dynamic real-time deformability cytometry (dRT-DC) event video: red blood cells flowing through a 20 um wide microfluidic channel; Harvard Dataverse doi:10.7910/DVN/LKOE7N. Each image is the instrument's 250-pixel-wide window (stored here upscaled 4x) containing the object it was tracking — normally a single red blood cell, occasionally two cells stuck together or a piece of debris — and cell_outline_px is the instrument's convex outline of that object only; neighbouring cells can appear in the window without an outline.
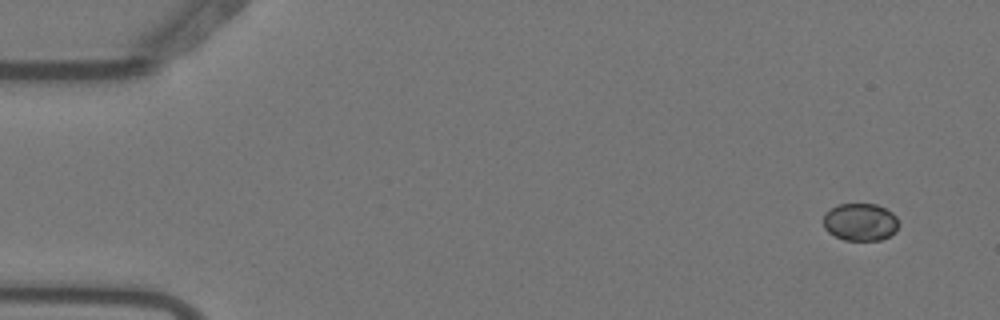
{"species": "Egyptian fruit bat (a non-hibernating species)", "species_latin": "Rousettus aegyptiacus", "temperature_condition": "warm", "stored_images_in_passage": 9, "camera_frame_rate_fps": 3000, "um_per_image_px": 0.085, "animal": {"sex": "female"}, "frame": {"image": 1, "passage_image": 1, "time_ms": 0.0, "image_size_px": [1000, 320], "cell_outline_px": [[900, 224], [896, 232], [880, 240], [844, 240], [828, 232], [824, 228], [824, 212], [836, 204], [876, 204], [892, 212], [896, 216]], "centroid_in_image_um": [73.13, 18.86], "position_along_channel_um": 11.9, "area_um2": 16.65}}
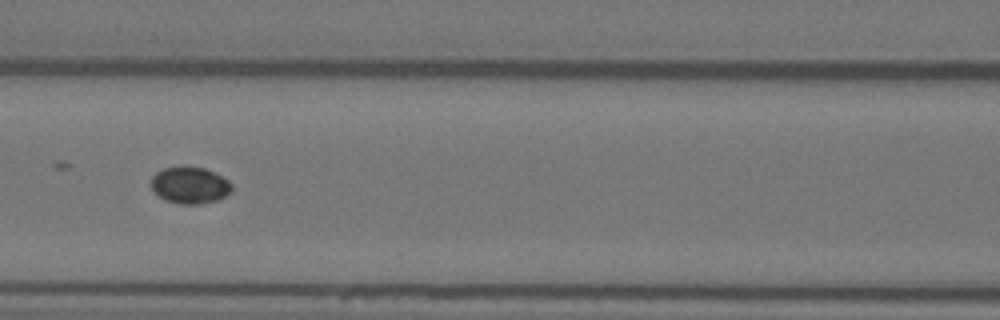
{"frame": {"image": 2, "passage_image": 7, "time_ms": 2.0, "image_size_px": [1000, 320], "cell_outline_px": [[232, 188], [224, 196], [216, 200], [200, 204], [176, 204], [164, 200], [152, 188], [152, 176], [156, 172], [164, 168], [184, 164], [204, 168], [228, 180], [232, 184]], "centroid_in_image_um": [16.11, 15.72], "position_along_channel_um": 150.5, "area_um2": 17.34}}
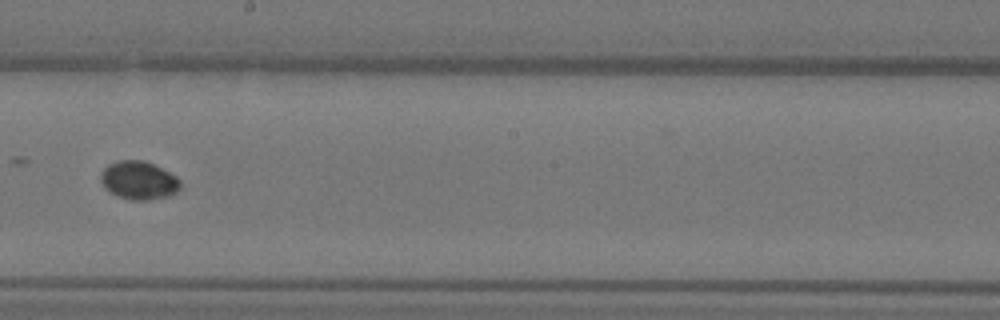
{"frame": {"image": 3, "passage_image": 9, "time_ms": 2.667, "image_size_px": [1000, 320], "cell_outline_px": [[180, 188], [176, 192], [168, 196], [148, 200], [128, 200], [116, 196], [104, 188], [100, 180], [100, 172], [108, 164], [116, 160], [144, 160], [176, 176], [180, 180]], "centroid_in_image_um": [11.75, 15.33], "position_along_channel_um": 236.5, "area_um2": 17.92}}